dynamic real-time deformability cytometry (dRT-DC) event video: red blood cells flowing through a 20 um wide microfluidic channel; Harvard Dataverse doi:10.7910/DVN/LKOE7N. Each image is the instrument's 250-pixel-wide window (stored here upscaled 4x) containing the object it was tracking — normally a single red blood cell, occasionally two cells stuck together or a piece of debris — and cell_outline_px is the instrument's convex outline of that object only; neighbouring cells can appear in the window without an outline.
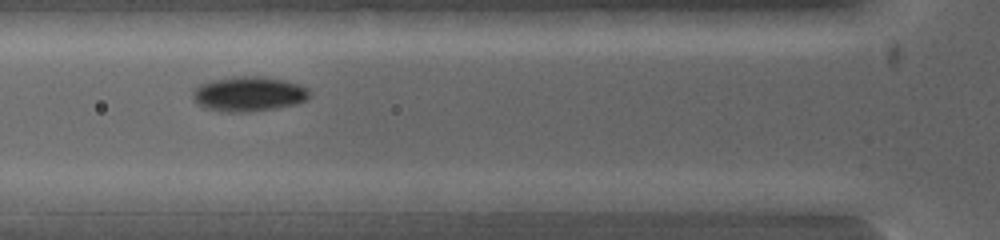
{"species": "common noctule bat (a hibernating species)", "species_latin": "Nyctalus noctula", "temperature_condition": "warm", "stored_images_in_passage": 6, "camera_frame_rate_fps": 5000, "um_per_image_px": 0.085, "animal": {"sex": "female", "body_mass_g": 19.0, "forearm_length_mm": 53.3}, "frame": {"image": 1, "passage_image": 4, "time_ms": 0.6, "image_size_px": [1000, 240], "cell_outline_px": [[308, 96], [304, 100], [292, 104], [272, 108], [240, 112], [228, 112], [208, 108], [200, 104], [196, 100], [196, 88], [200, 84], [216, 80], [236, 76], [260, 76], [280, 80], [296, 84], [304, 88], [308, 92]], "centroid_in_image_um": [21.13, 7.97], "position_along_channel_um": 104.7, "area_um2": 22.37}}